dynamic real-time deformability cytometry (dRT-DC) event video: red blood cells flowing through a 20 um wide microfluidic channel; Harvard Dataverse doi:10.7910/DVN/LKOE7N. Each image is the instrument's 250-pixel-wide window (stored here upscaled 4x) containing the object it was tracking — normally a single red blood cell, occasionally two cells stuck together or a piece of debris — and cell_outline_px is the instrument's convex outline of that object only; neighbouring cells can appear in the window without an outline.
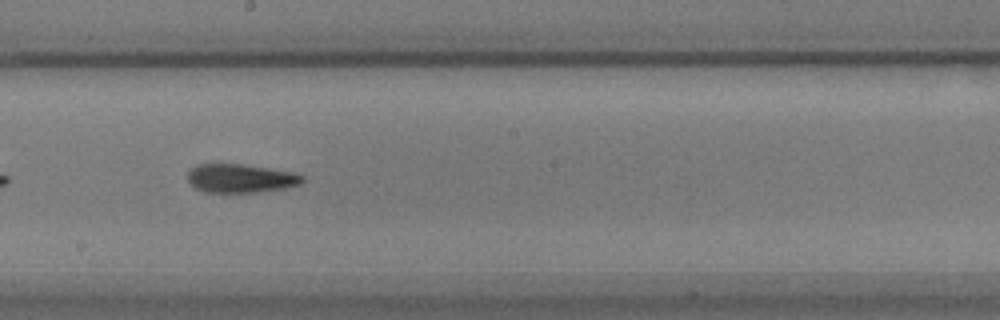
{"species": "common noctule bat (a hibernating species)", "species_latin": "Nyctalus noctula", "temperature_condition": "warm", "stored_images_in_passage": 35, "camera_frame_rate_fps": 3000, "um_per_image_px": 0.085, "animal": {"sex": "male", "body_mass_g": 17.9}, "frame": {"image": 1, "passage_image": 16, "time_ms": 5.0, "image_size_px": [1000, 320], "cell_outline_px": [[304, 180], [300, 184], [284, 188], [256, 192], [204, 192], [196, 188], [188, 180], [188, 172], [196, 164], [240, 164], [296, 172], [304, 176]], "centroid_in_image_um": [20.47, 15.15], "position_along_channel_um": 227.7, "area_um2": 19.07}}
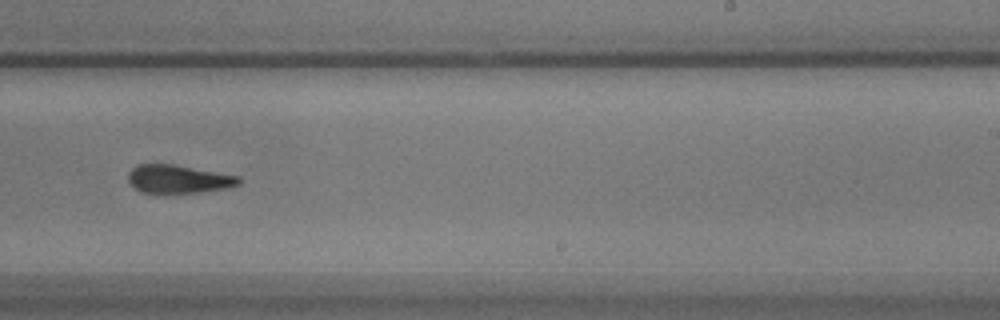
{"frame": {"image": 2, "passage_image": 20, "time_ms": 6.333, "image_size_px": [1000, 320], "cell_outline_px": [[240, 184], [224, 188], [196, 192], [140, 192], [128, 180], [128, 172], [136, 164], [172, 164], [240, 176]], "centroid_in_image_um": [15.14, 15.2], "position_along_channel_um": 273.9, "area_um2": 17.86}, "authors_computed_cell_mechanics": {"area_um2": 18.8428, "velocity_mm_per_s": 3.478, "shape_relaxation_time_tau1_ms": 10.3017, "shape_relaxation_time_tau2_ms": 5.1225, "deformation_change_tau1": 0.2434, "deformation_change_tau2": 0.1505}}